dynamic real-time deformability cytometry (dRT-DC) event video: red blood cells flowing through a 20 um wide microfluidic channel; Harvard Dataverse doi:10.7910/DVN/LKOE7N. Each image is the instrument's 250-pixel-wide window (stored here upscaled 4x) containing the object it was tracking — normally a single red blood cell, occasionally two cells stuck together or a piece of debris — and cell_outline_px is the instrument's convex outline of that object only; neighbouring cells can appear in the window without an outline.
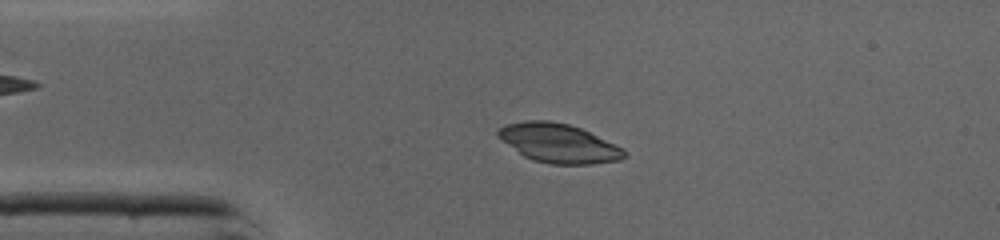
{"species": "common noctule bat (a hibernating species)", "species_latin": "Nyctalus noctula", "temperature_condition": "cold", "stored_images_in_passage": 44, "camera_frame_rate_fps": 3000, "um_per_image_px": 0.085, "animal": {"sex": "male", "body_mass_g": 19.0, "forearm_length_mm": 50.8}, "frame": {"image": 1, "passage_image": 9, "time_ms": 2.667, "image_size_px": [1000, 240], "cell_outline_px": [[628, 156], [620, 160], [592, 164], [552, 164], [532, 160], [524, 156], [496, 136], [496, 132], [504, 124], [524, 120], [548, 120], [568, 124], [580, 128], [624, 148]], "centroid_in_image_um": [47.48, 12.17], "position_along_channel_um": 37.5, "area_um2": 28.73}}
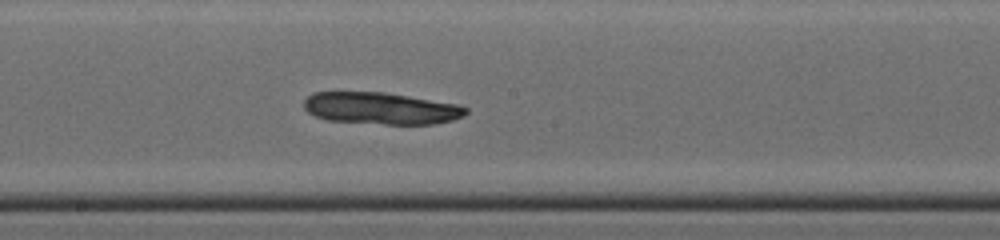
{"frame": {"image": 2, "passage_image": 23, "time_ms": 7.333, "image_size_px": [1000, 240], "cell_outline_px": [[468, 112], [464, 116], [452, 120], [432, 124], [384, 124], [328, 120], [316, 116], [308, 112], [304, 108], [304, 100], [312, 92], [384, 92], [460, 104], [468, 108]], "centroid_in_image_um": [32.41, 9.2], "position_along_channel_um": 215.8, "area_um2": 30.17}}
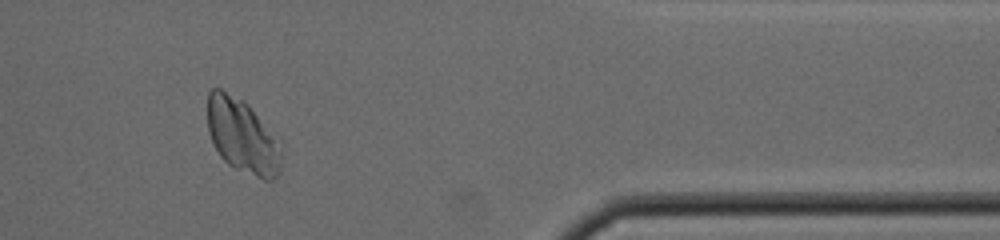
{"frame": {"image": 3, "passage_image": 37, "time_ms": 12.0, "image_size_px": [1000, 240], "cell_outline_px": [[280, 172], [272, 180], [264, 180], [236, 168], [228, 164], [220, 156], [212, 144], [208, 132], [208, 92], [212, 88], [220, 88], [248, 104], [280, 152]], "centroid_in_image_um": [20.49, 11.58], "position_along_channel_um": 390.9, "area_um2": 30.58}}